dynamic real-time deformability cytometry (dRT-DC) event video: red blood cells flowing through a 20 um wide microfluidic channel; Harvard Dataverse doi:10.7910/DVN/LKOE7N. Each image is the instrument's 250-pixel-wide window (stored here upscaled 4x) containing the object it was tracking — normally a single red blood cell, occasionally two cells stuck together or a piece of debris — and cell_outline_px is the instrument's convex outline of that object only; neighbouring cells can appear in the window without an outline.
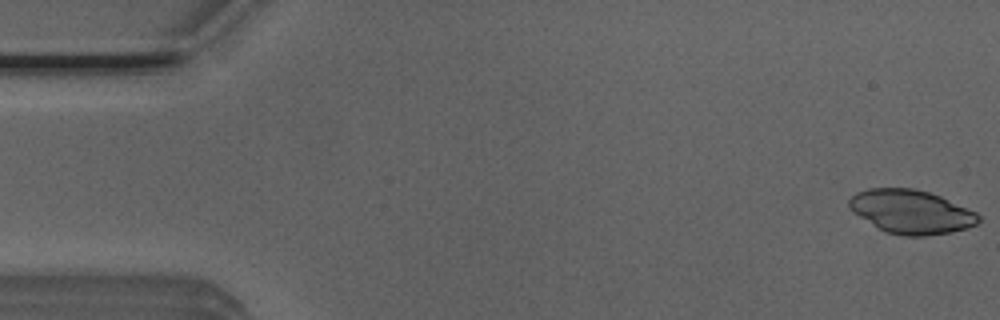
{"species": "Egyptian fruit bat (a non-hibernating species)", "species_latin": "Rousettus aegyptiacus", "temperature_condition": "room temperature", "stored_images_in_passage": 52, "camera_frame_rate_fps": 3000, "um_per_image_px": 0.085, "animal": {"sex": "male"}, "frame": {"image": 1, "passage_image": 1, "time_ms": 0.0, "image_size_px": [1000, 320], "cell_outline_px": [[980, 220], [976, 224], [968, 228], [952, 232], [924, 236], [904, 236], [884, 232], [852, 212], [848, 208], [848, 200], [856, 192], [868, 188], [912, 188], [928, 192], [940, 196], [976, 212], [980, 216]], "centroid_in_image_um": [77.42, 18.0], "position_along_channel_um": 7.6, "area_um2": 33.12}}